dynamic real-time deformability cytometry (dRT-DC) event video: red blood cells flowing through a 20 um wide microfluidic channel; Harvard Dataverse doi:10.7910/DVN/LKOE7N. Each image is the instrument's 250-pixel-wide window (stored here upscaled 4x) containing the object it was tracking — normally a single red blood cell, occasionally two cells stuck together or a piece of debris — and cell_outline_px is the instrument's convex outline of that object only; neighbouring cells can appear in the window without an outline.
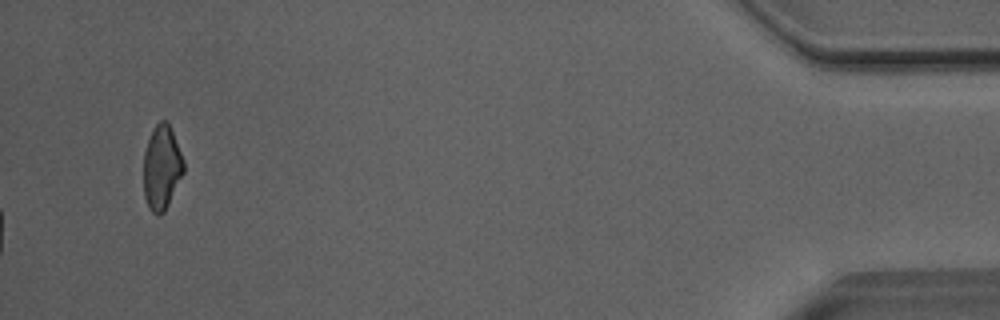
{"species": "Egyptian fruit bat (a non-hibernating species)", "species_latin": "Rousettus aegyptiacus", "temperature_condition": "room temperature", "stored_images_in_passage": 53, "camera_frame_rate_fps": 3000, "um_per_image_px": 0.085, "animal": {"sex": "male"}, "frame": {"image": 1, "passage_image": 53, "time_ms": 17.333, "image_size_px": [1000, 320], "cell_outline_px": [[184, 172], [164, 212], [156, 216], [148, 208], [144, 196], [144, 152], [148, 140], [156, 124], [160, 120], [164, 120], [168, 124], [172, 132], [184, 160]], "centroid_in_image_um": [13.74, 14.27], "position_along_channel_um": 421.5, "area_um2": 19.48}, "authors_computed_cell_mechanics": {"area_um2": 17.8602, "velocity_mm_per_s": 4.0665, "shape_relaxation_time_tau1_ms": 5.3313, "shape_relaxation_time_tau2_ms": 1.6431, "deformation_change_tau1": 0.104, "deformation_change_tau2": 0.0709}}